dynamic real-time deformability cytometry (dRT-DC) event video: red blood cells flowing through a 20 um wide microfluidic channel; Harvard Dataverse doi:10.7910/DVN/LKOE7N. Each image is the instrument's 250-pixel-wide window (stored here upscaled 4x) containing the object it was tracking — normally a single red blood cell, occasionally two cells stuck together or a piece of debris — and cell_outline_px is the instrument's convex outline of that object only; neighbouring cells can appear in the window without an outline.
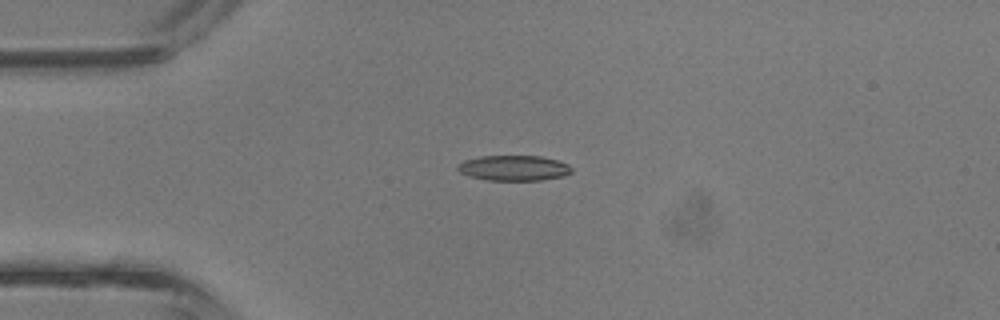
{"species": "common noctule bat (a hibernating species)", "species_latin": "Nyctalus noctula", "temperature_condition": "room temperature", "stored_images_in_passage": 3, "camera_frame_rate_fps": 3000, "um_per_image_px": 0.085, "animal": {"sex": "male", "body_mass_g": 13.3}, "frame": {"image": 1, "passage_image": 2, "time_ms": 0.333, "image_size_px": [1000, 320], "cell_outline_px": [[572, 172], [564, 176], [540, 180], [488, 180], [468, 176], [460, 172], [456, 168], [456, 164], [464, 160], [480, 156], [540, 156], [556, 160], [568, 164], [572, 168]], "centroid_in_image_um": [43.64, 14.28], "position_along_channel_um": 41.4, "area_um2": 16.88}}